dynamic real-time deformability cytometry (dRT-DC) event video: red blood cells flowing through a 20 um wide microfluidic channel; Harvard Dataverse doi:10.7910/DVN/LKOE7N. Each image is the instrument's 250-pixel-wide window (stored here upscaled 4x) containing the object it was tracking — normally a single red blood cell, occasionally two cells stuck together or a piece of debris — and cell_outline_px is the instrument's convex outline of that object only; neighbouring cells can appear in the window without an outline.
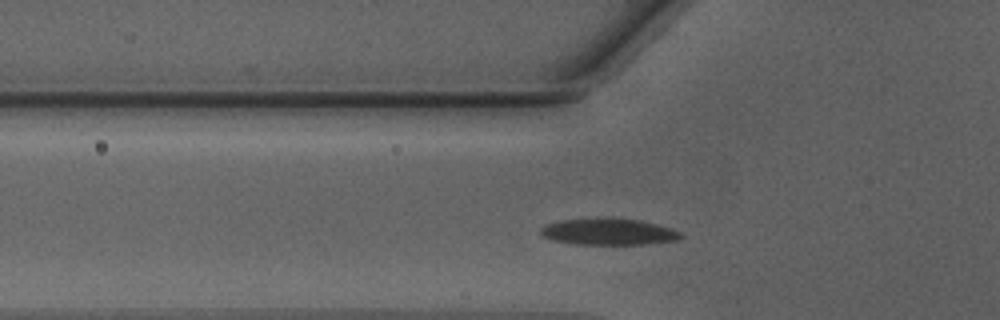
{"species": "Egyptian fruit bat (a non-hibernating species)", "species_latin": "Rousettus aegyptiacus", "temperature_condition": "warm", "stored_images_in_passage": 31, "camera_frame_rate_fps": 3000, "um_per_image_px": 0.085, "animal": {"sex": "male"}, "frame": {"image": 1, "passage_image": 7, "time_ms": 2.0, "image_size_px": [1000, 320], "cell_outline_px": [[684, 236], [680, 240], [648, 244], [572, 244], [552, 240], [540, 236], [540, 228], [548, 224], [560, 220], [640, 220], [672, 228], [684, 232]], "centroid_in_image_um": [51.79, 19.74], "position_along_channel_um": 74.0, "area_um2": 21.21}}
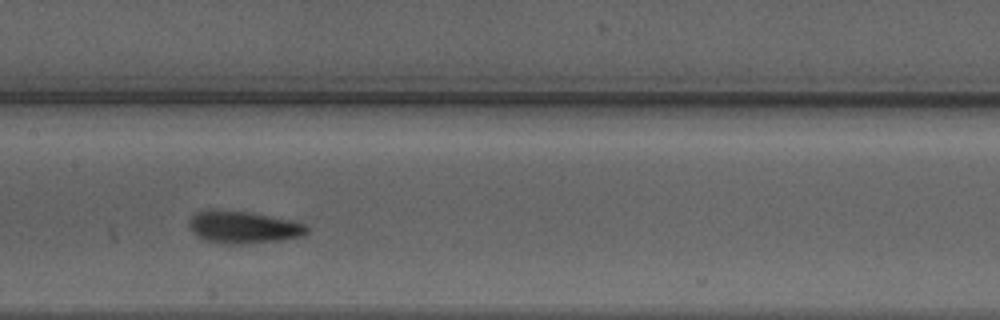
{"frame": {"image": 2, "passage_image": 15, "time_ms": 4.667, "image_size_px": [1000, 320], "cell_outline_px": [[308, 232], [300, 236], [276, 240], [240, 244], [224, 244], [208, 240], [196, 236], [192, 232], [188, 224], [188, 220], [196, 212], [212, 208], [248, 212], [292, 220], [304, 224], [308, 228]], "centroid_in_image_um": [20.61, 19.29], "position_along_channel_um": 186.8, "area_um2": 22.08}}
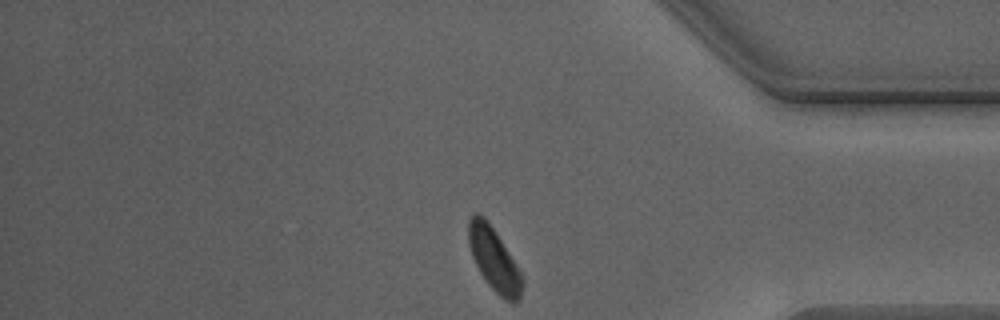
{"frame": {"image": 3, "passage_image": 31, "time_ms": 10.0, "image_size_px": [1000, 320], "cell_outline_px": [[524, 284], [520, 300], [516, 304], [512, 304], [500, 296], [484, 280], [472, 256], [468, 244], [468, 220], [472, 212], [476, 212], [492, 228], [516, 264], [524, 280]], "centroid_in_image_um": [42.0, 22.12], "position_along_channel_um": 393.2, "area_um2": 19.54}, "authors_computed_cell_mechanics": {"area_um2": 21.097, "velocity_mm_per_s": 4.2193, "shape_relaxation_time_tau1_ms": 1.7239, "shape_relaxation_time_tau2_ms": 2.2071, "deformation_change_tau1": 0.0978, "deformation_change_tau2": 0.0712}}